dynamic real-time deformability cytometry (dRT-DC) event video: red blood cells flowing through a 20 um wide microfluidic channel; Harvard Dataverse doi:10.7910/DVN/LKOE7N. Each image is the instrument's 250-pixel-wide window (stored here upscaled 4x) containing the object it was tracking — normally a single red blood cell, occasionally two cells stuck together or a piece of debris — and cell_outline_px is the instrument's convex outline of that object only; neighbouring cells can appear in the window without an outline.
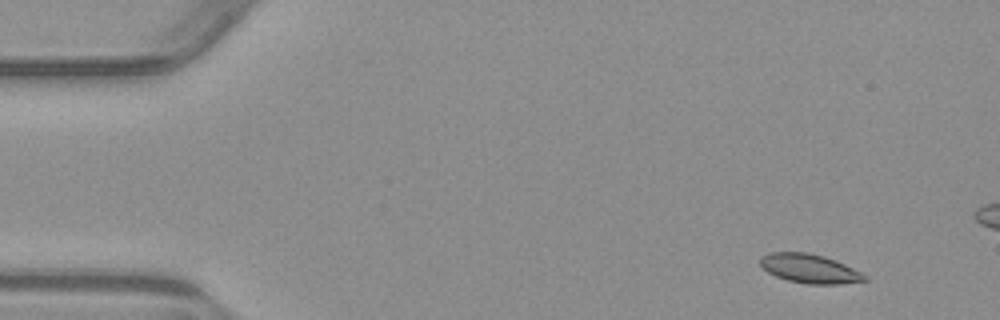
{"species": "common noctule bat (a hibernating species)", "species_latin": "Nyctalus noctula", "temperature_condition": "warm", "stored_images_in_passage": 4, "camera_frame_rate_fps": 3000, "um_per_image_px": 0.085, "animal": {"sex": "male", "body_mass_g": 23.1, "forearm_length_mm": 52.7}, "frame": {"image": 1, "passage_image": 1, "time_ms": 0.0, "image_size_px": [1000, 320], "cell_outline_px": [[868, 280], [840, 284], [808, 284], [788, 280], [776, 276], [768, 272], [760, 264], [760, 256], [768, 252], [808, 252], [824, 256], [836, 260], [868, 276]], "centroid_in_image_um": [68.81, 22.82], "position_along_channel_um": 16.2, "area_um2": 17.69}}